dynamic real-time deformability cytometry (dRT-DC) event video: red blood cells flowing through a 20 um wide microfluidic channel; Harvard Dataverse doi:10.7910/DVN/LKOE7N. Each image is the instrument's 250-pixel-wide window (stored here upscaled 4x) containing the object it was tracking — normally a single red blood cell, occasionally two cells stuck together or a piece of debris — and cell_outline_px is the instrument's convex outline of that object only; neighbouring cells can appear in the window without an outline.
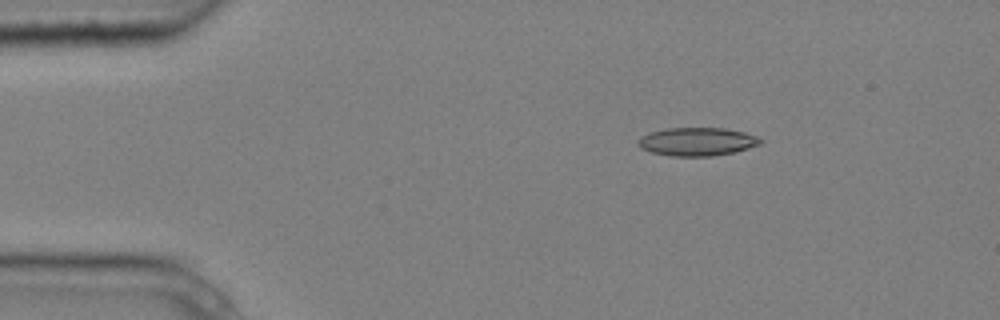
{"species": "common noctule bat (a hibernating species)", "species_latin": "Nyctalus noctula", "temperature_condition": "cold", "stored_images_in_passage": 4, "camera_frame_rate_fps": 3000, "um_per_image_px": 0.085, "animal": {"sex": "male", "body_mass_g": 20.4}, "frame": {"image": 1, "passage_image": 2, "time_ms": 0.333, "image_size_px": [1000, 320], "cell_outline_px": [[764, 140], [760, 144], [736, 152], [712, 156], [668, 156], [652, 152], [640, 148], [636, 144], [636, 140], [640, 136], [648, 132], [668, 128], [724, 128], [744, 132], [756, 136]], "centroid_in_image_um": [59.21, 12.04], "position_along_channel_um": 25.8, "area_um2": 20.4}}